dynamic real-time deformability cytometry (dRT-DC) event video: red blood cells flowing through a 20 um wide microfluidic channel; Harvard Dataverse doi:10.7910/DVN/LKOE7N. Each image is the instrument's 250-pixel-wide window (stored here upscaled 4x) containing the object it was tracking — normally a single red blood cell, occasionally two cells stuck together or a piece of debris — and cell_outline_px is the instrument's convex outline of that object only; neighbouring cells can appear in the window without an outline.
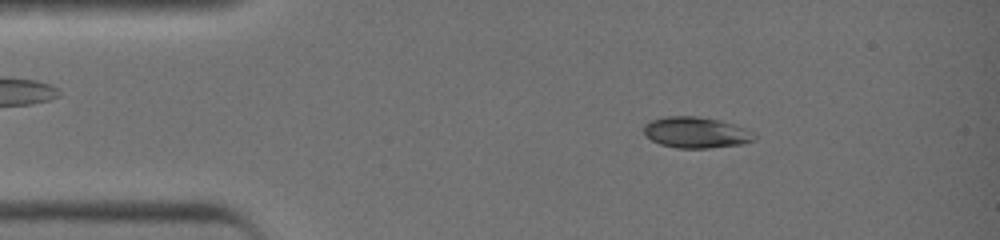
{"species": "common noctule bat (a hibernating species)", "species_latin": "Nyctalus noctula", "temperature_condition": "warm", "stored_images_in_passage": 41, "camera_frame_rate_fps": 3000, "um_per_image_px": 0.085, "animal": {"sex": "female", "body_mass_g": 19.0, "forearm_length_mm": 51.5}, "frame": {"image": 1, "passage_image": 7, "time_ms": 2.0, "image_size_px": [1000, 240], "cell_outline_px": [[756, 140], [744, 144], [708, 148], [676, 148], [660, 144], [644, 136], [644, 124], [652, 120], [664, 116], [696, 116], [720, 120], [756, 132]], "centroid_in_image_um": [59.18, 11.26], "position_along_channel_um": 25.8, "area_um2": 20.23}}
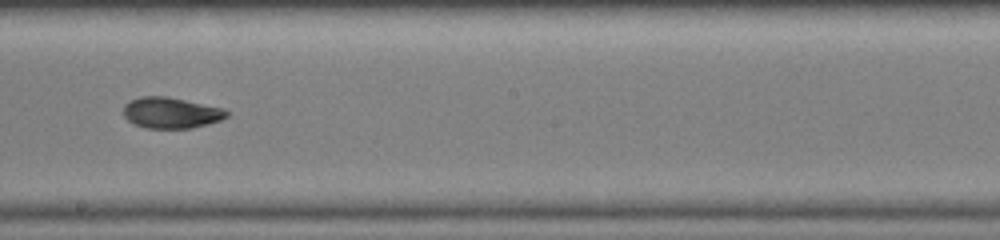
{"frame": {"image": 2, "passage_image": 24, "time_ms": 7.667, "image_size_px": [1000, 240], "cell_outline_px": [[228, 116], [220, 120], [208, 124], [192, 128], [144, 128], [132, 124], [124, 116], [124, 104], [128, 100], [140, 96], [168, 96], [224, 108], [228, 112]], "centroid_in_image_um": [14.51, 9.58], "position_along_channel_um": 233.7, "area_um2": 18.9}}
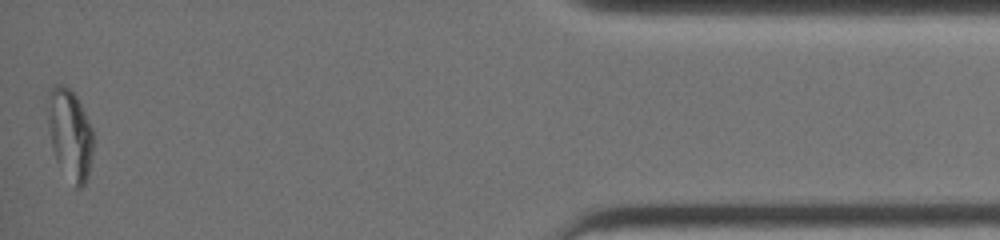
{"frame": {"image": 3, "passage_image": 41, "time_ms": 13.333, "image_size_px": [1000, 240], "cell_outline_px": [[92, 152], [88, 176], [84, 184], [80, 188], [76, 188], [56, 160], [52, 148], [48, 128], [48, 88], [56, 84], [64, 84], [76, 96], [92, 128]], "centroid_in_image_um": [5.92, 11.38], "position_along_channel_um": 429.3, "area_um2": 23.76}, "authors_computed_cell_mechanics": {"area_um2": 19.941, "velocity_mm_per_s": 4.65, "shape_relaxation_time_tau1_ms": 7.9152, "shape_relaxation_time_tau2_ms": null, "deformation_change_tau1": 0.2338, "deformation_change_tau2": null}}